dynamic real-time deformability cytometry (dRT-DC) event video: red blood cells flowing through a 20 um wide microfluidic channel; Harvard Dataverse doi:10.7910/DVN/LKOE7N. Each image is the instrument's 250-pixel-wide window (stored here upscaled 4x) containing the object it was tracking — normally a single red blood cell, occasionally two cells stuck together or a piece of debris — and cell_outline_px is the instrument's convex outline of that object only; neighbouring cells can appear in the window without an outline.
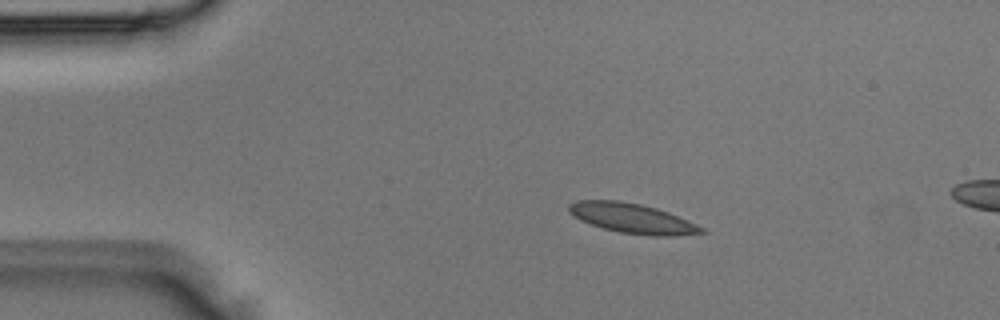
{"species": "Egyptian fruit bat (a non-hibernating species)", "species_latin": "Rousettus aegyptiacus", "temperature_condition": "room temperature", "stored_images_in_passage": 4, "camera_frame_rate_fps": 3000, "um_per_image_px": 0.085, "animal": {"sex": "male"}, "frame": {"image": 1, "passage_image": 2, "time_ms": 0.333, "image_size_px": [1000, 320], "cell_outline_px": [[708, 232], [676, 236], [648, 236], [620, 232], [604, 228], [580, 220], [568, 212], [568, 204], [576, 200], [616, 200], [640, 204], [656, 208], [668, 212], [696, 224], [704, 228]], "centroid_in_image_um": [53.74, 18.56], "position_along_channel_um": 31.3, "area_um2": 23.0}}